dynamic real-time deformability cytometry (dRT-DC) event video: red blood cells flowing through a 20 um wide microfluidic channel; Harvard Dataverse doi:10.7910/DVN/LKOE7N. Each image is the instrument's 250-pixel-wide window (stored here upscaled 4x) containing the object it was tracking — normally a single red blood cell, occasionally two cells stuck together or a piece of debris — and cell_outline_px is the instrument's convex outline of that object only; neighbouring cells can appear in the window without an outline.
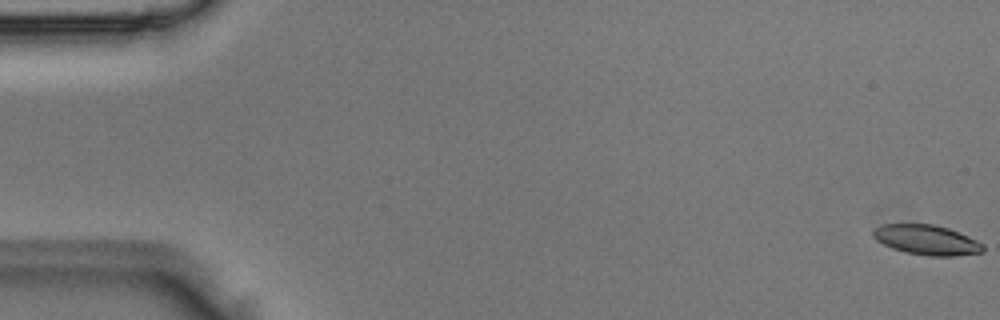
{"species": "Egyptian fruit bat (a non-hibernating species)", "species_latin": "Rousettus aegyptiacus", "temperature_condition": "room temperature", "stored_images_in_passage": 6, "camera_frame_rate_fps": 3000, "um_per_image_px": 0.085, "animal": {"sex": "male"}, "frame": {"image": 1, "passage_image": 1, "time_ms": 0.0, "image_size_px": [1000, 320], "cell_outline_px": [[984, 252], [956, 256], [928, 256], [908, 252], [892, 248], [876, 240], [872, 236], [872, 228], [880, 224], [932, 224], [948, 228], [968, 236], [984, 244]], "centroid_in_image_um": [78.75, 20.39], "position_along_channel_um": 6.2, "area_um2": 19.25}}
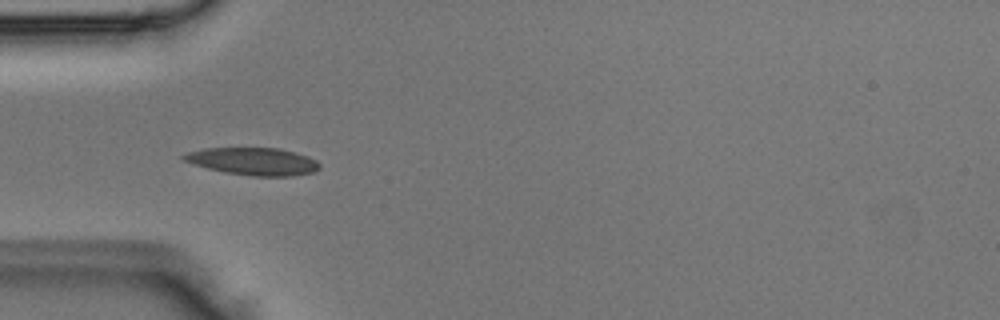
{"frame": {"image": 2, "passage_image": 4, "time_ms": 1.0, "image_size_px": [1000, 320], "cell_outline_px": [[320, 168], [316, 172], [292, 176], [252, 176], [224, 172], [208, 168], [184, 160], [180, 156], [188, 152], [204, 148], [280, 148], [308, 156], [316, 160], [320, 164]], "centroid_in_image_um": [21.57, 13.72], "position_along_channel_um": 63.4, "area_um2": 21.73}}